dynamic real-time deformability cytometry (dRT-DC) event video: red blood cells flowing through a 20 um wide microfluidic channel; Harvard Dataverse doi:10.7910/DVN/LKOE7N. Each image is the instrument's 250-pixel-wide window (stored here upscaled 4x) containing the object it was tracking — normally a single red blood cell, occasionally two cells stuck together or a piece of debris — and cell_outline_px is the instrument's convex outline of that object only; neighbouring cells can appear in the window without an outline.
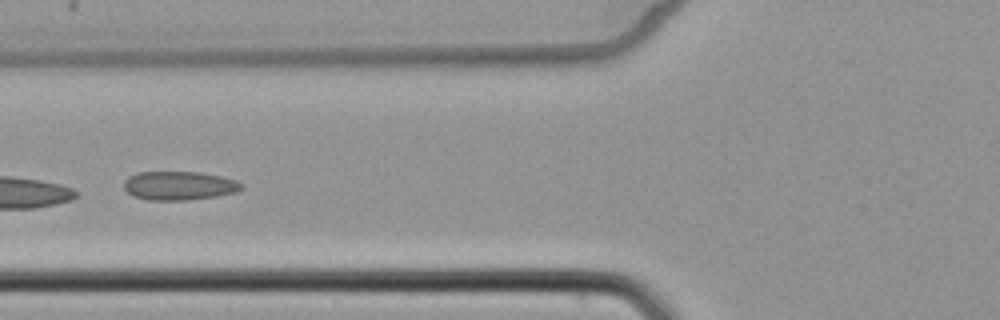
{"species": "common noctule bat (a hibernating species)", "species_latin": "Nyctalus noctula", "temperature_condition": "cold", "stored_images_in_passage": 6, "camera_frame_rate_fps": 3000, "um_per_image_px": 0.085, "animal": {"sex": "female", "body_mass_g": 22.7, "forearm_length_mm": 54.2}, "frame": {"image": 1, "passage_image": 5, "time_ms": 4.667, "image_size_px": [1000, 320], "cell_outline_px": [[244, 188], [236, 192], [216, 196], [188, 200], [148, 200], [132, 196], [124, 188], [124, 180], [128, 176], [140, 172], [200, 172], [220, 176], [236, 180], [244, 184]], "centroid_in_image_um": [15.23, 15.78], "position_along_channel_um": 110.6, "area_um2": 19.83}}
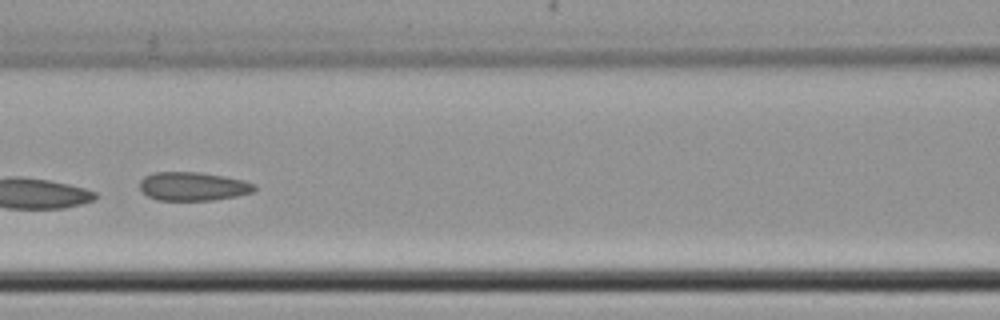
{"frame": {"image": 2, "passage_image": 6, "time_ms": 5.667, "image_size_px": [1000, 320], "cell_outline_px": [[256, 188], [252, 192], [236, 196], [212, 200], [156, 200], [148, 196], [140, 188], [140, 180], [144, 176], [152, 172], [200, 172], [224, 176], [244, 180], [256, 184]], "centroid_in_image_um": [16.4, 15.83], "position_along_channel_um": 150.2, "area_um2": 19.19}}